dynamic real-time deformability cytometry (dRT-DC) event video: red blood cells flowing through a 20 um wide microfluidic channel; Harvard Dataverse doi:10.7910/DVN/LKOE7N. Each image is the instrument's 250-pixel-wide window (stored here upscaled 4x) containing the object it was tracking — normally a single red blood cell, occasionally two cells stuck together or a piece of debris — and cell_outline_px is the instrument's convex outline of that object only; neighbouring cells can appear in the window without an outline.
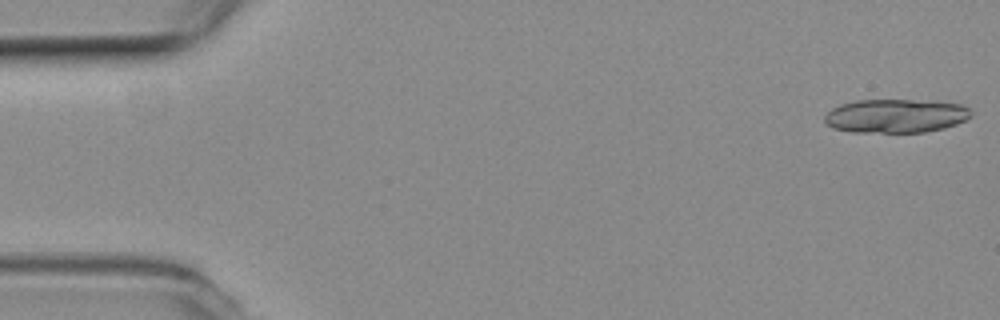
{"species": "common noctule bat (a hibernating species)", "species_latin": "Nyctalus noctula", "temperature_condition": "room temperature", "stored_images_in_passage": 5, "camera_frame_rate_fps": 3000, "um_per_image_px": 0.085, "animal": {"sex": "female", "body_mass_g": 19.3, "forearm_length_mm": 54.1}, "frame": {"image": 1, "passage_image": 1, "time_ms": 0.0, "image_size_px": [1000, 320], "cell_outline_px": [[972, 116], [956, 124], [944, 128], [924, 132], [852, 132], [832, 128], [824, 120], [824, 116], [832, 108], [840, 104], [856, 100], [912, 100], [960, 104], [968, 108], [972, 112]], "centroid_in_image_um": [76.11, 9.85], "position_along_channel_um": 8.9, "area_um2": 28.67}}